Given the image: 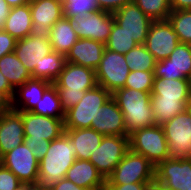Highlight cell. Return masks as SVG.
Listing matches in <instances>:
<instances>
[{"label": "cell", "mask_w": 191, "mask_h": 190, "mask_svg": "<svg viewBox=\"0 0 191 190\" xmlns=\"http://www.w3.org/2000/svg\"><path fill=\"white\" fill-rule=\"evenodd\" d=\"M76 161V149L63 133L51 141L45 156L39 160L37 186L51 189L60 179L66 177L68 169Z\"/></svg>", "instance_id": "6da1fadb"}, {"label": "cell", "mask_w": 191, "mask_h": 190, "mask_svg": "<svg viewBox=\"0 0 191 190\" xmlns=\"http://www.w3.org/2000/svg\"><path fill=\"white\" fill-rule=\"evenodd\" d=\"M22 115L24 144L40 160L48 151L52 140L64 133V119L35 114L31 111H18Z\"/></svg>", "instance_id": "7a4b0ae2"}, {"label": "cell", "mask_w": 191, "mask_h": 190, "mask_svg": "<svg viewBox=\"0 0 191 190\" xmlns=\"http://www.w3.org/2000/svg\"><path fill=\"white\" fill-rule=\"evenodd\" d=\"M53 85L57 89L61 107L66 112L82 99L85 91L95 88L98 84L95 70L65 62Z\"/></svg>", "instance_id": "3957f363"}, {"label": "cell", "mask_w": 191, "mask_h": 190, "mask_svg": "<svg viewBox=\"0 0 191 190\" xmlns=\"http://www.w3.org/2000/svg\"><path fill=\"white\" fill-rule=\"evenodd\" d=\"M112 98L123 113L127 136L155 124L151 93L123 87L115 90Z\"/></svg>", "instance_id": "277c9868"}, {"label": "cell", "mask_w": 191, "mask_h": 190, "mask_svg": "<svg viewBox=\"0 0 191 190\" xmlns=\"http://www.w3.org/2000/svg\"><path fill=\"white\" fill-rule=\"evenodd\" d=\"M111 97L112 93L99 85L85 91L82 99L65 112L64 129L91 128V122H95L99 107Z\"/></svg>", "instance_id": "5b68a950"}, {"label": "cell", "mask_w": 191, "mask_h": 190, "mask_svg": "<svg viewBox=\"0 0 191 190\" xmlns=\"http://www.w3.org/2000/svg\"><path fill=\"white\" fill-rule=\"evenodd\" d=\"M130 149L147 158L154 166L169 158L168 143L161 125L135 130L129 135Z\"/></svg>", "instance_id": "8992f818"}, {"label": "cell", "mask_w": 191, "mask_h": 190, "mask_svg": "<svg viewBox=\"0 0 191 190\" xmlns=\"http://www.w3.org/2000/svg\"><path fill=\"white\" fill-rule=\"evenodd\" d=\"M155 169L147 158L129 149L106 179V184L147 183L155 178Z\"/></svg>", "instance_id": "52a82bcc"}, {"label": "cell", "mask_w": 191, "mask_h": 190, "mask_svg": "<svg viewBox=\"0 0 191 190\" xmlns=\"http://www.w3.org/2000/svg\"><path fill=\"white\" fill-rule=\"evenodd\" d=\"M129 149V136L105 135L99 147L91 154L89 161L106 180Z\"/></svg>", "instance_id": "ba28073f"}, {"label": "cell", "mask_w": 191, "mask_h": 190, "mask_svg": "<svg viewBox=\"0 0 191 190\" xmlns=\"http://www.w3.org/2000/svg\"><path fill=\"white\" fill-rule=\"evenodd\" d=\"M129 72L123 54L104 49L99 66L95 70L97 84L113 93L124 87Z\"/></svg>", "instance_id": "9c48e42d"}, {"label": "cell", "mask_w": 191, "mask_h": 190, "mask_svg": "<svg viewBox=\"0 0 191 190\" xmlns=\"http://www.w3.org/2000/svg\"><path fill=\"white\" fill-rule=\"evenodd\" d=\"M168 143L169 158H188L191 147V117L185 110L161 125Z\"/></svg>", "instance_id": "30bf717a"}, {"label": "cell", "mask_w": 191, "mask_h": 190, "mask_svg": "<svg viewBox=\"0 0 191 190\" xmlns=\"http://www.w3.org/2000/svg\"><path fill=\"white\" fill-rule=\"evenodd\" d=\"M51 51L49 38H39L34 35L18 39L14 50L20 62L30 72L31 77L36 79H41V62L44 56Z\"/></svg>", "instance_id": "8fae6325"}, {"label": "cell", "mask_w": 191, "mask_h": 190, "mask_svg": "<svg viewBox=\"0 0 191 190\" xmlns=\"http://www.w3.org/2000/svg\"><path fill=\"white\" fill-rule=\"evenodd\" d=\"M0 163L13 172L22 183L37 185L39 160L24 143L2 156Z\"/></svg>", "instance_id": "7c38bea8"}, {"label": "cell", "mask_w": 191, "mask_h": 190, "mask_svg": "<svg viewBox=\"0 0 191 190\" xmlns=\"http://www.w3.org/2000/svg\"><path fill=\"white\" fill-rule=\"evenodd\" d=\"M73 30L79 39H93L106 43L110 37L114 18L112 13L99 10L84 16H77L71 19Z\"/></svg>", "instance_id": "4fadbf2b"}, {"label": "cell", "mask_w": 191, "mask_h": 190, "mask_svg": "<svg viewBox=\"0 0 191 190\" xmlns=\"http://www.w3.org/2000/svg\"><path fill=\"white\" fill-rule=\"evenodd\" d=\"M180 43L171 23L166 20H153L146 37L145 46L156 61L167 59Z\"/></svg>", "instance_id": "5bb4252c"}, {"label": "cell", "mask_w": 191, "mask_h": 190, "mask_svg": "<svg viewBox=\"0 0 191 190\" xmlns=\"http://www.w3.org/2000/svg\"><path fill=\"white\" fill-rule=\"evenodd\" d=\"M155 177L167 190H191V159L168 158L156 166Z\"/></svg>", "instance_id": "9a60e30c"}, {"label": "cell", "mask_w": 191, "mask_h": 190, "mask_svg": "<svg viewBox=\"0 0 191 190\" xmlns=\"http://www.w3.org/2000/svg\"><path fill=\"white\" fill-rule=\"evenodd\" d=\"M32 18L30 35L49 38L51 27L63 16V4L59 0H35L29 3Z\"/></svg>", "instance_id": "2e32d148"}, {"label": "cell", "mask_w": 191, "mask_h": 190, "mask_svg": "<svg viewBox=\"0 0 191 190\" xmlns=\"http://www.w3.org/2000/svg\"><path fill=\"white\" fill-rule=\"evenodd\" d=\"M114 22L138 44H145L153 20L147 16L133 1L112 13Z\"/></svg>", "instance_id": "e0dca14e"}, {"label": "cell", "mask_w": 191, "mask_h": 190, "mask_svg": "<svg viewBox=\"0 0 191 190\" xmlns=\"http://www.w3.org/2000/svg\"><path fill=\"white\" fill-rule=\"evenodd\" d=\"M191 44L179 43L167 59L156 61L154 78L190 79Z\"/></svg>", "instance_id": "ac0fdd59"}, {"label": "cell", "mask_w": 191, "mask_h": 190, "mask_svg": "<svg viewBox=\"0 0 191 190\" xmlns=\"http://www.w3.org/2000/svg\"><path fill=\"white\" fill-rule=\"evenodd\" d=\"M91 129L104 136H127L123 113L112 97L99 107L95 122H91Z\"/></svg>", "instance_id": "d6986e66"}, {"label": "cell", "mask_w": 191, "mask_h": 190, "mask_svg": "<svg viewBox=\"0 0 191 190\" xmlns=\"http://www.w3.org/2000/svg\"><path fill=\"white\" fill-rule=\"evenodd\" d=\"M22 115L15 110L0 118V158L24 142Z\"/></svg>", "instance_id": "ffe728a7"}, {"label": "cell", "mask_w": 191, "mask_h": 190, "mask_svg": "<svg viewBox=\"0 0 191 190\" xmlns=\"http://www.w3.org/2000/svg\"><path fill=\"white\" fill-rule=\"evenodd\" d=\"M105 44L93 39H78L65 56L66 62L96 70Z\"/></svg>", "instance_id": "44dd1931"}, {"label": "cell", "mask_w": 191, "mask_h": 190, "mask_svg": "<svg viewBox=\"0 0 191 190\" xmlns=\"http://www.w3.org/2000/svg\"><path fill=\"white\" fill-rule=\"evenodd\" d=\"M52 85L49 81L31 78L19 86L12 99V110L32 111L44 92Z\"/></svg>", "instance_id": "7402d4cb"}, {"label": "cell", "mask_w": 191, "mask_h": 190, "mask_svg": "<svg viewBox=\"0 0 191 190\" xmlns=\"http://www.w3.org/2000/svg\"><path fill=\"white\" fill-rule=\"evenodd\" d=\"M65 178L90 190H104L106 184V180L89 160L76 159Z\"/></svg>", "instance_id": "603a6c76"}, {"label": "cell", "mask_w": 191, "mask_h": 190, "mask_svg": "<svg viewBox=\"0 0 191 190\" xmlns=\"http://www.w3.org/2000/svg\"><path fill=\"white\" fill-rule=\"evenodd\" d=\"M64 133L72 141L76 149V159L89 160L99 147L103 134L91 128L65 129Z\"/></svg>", "instance_id": "cb8c5ba5"}, {"label": "cell", "mask_w": 191, "mask_h": 190, "mask_svg": "<svg viewBox=\"0 0 191 190\" xmlns=\"http://www.w3.org/2000/svg\"><path fill=\"white\" fill-rule=\"evenodd\" d=\"M151 96L161 100H189L191 82L189 79L154 78Z\"/></svg>", "instance_id": "d4e9b609"}, {"label": "cell", "mask_w": 191, "mask_h": 190, "mask_svg": "<svg viewBox=\"0 0 191 190\" xmlns=\"http://www.w3.org/2000/svg\"><path fill=\"white\" fill-rule=\"evenodd\" d=\"M78 39V35L73 30V22L69 18L63 16L51 27L49 40L52 51L66 56Z\"/></svg>", "instance_id": "484cf974"}, {"label": "cell", "mask_w": 191, "mask_h": 190, "mask_svg": "<svg viewBox=\"0 0 191 190\" xmlns=\"http://www.w3.org/2000/svg\"><path fill=\"white\" fill-rule=\"evenodd\" d=\"M31 27L32 18L30 5L25 4L11 8L2 30L18 40L29 36Z\"/></svg>", "instance_id": "4316f807"}, {"label": "cell", "mask_w": 191, "mask_h": 190, "mask_svg": "<svg viewBox=\"0 0 191 190\" xmlns=\"http://www.w3.org/2000/svg\"><path fill=\"white\" fill-rule=\"evenodd\" d=\"M0 71L14 90L32 78L30 72L20 62L15 52L5 54L0 58Z\"/></svg>", "instance_id": "83f0119b"}, {"label": "cell", "mask_w": 191, "mask_h": 190, "mask_svg": "<svg viewBox=\"0 0 191 190\" xmlns=\"http://www.w3.org/2000/svg\"><path fill=\"white\" fill-rule=\"evenodd\" d=\"M188 100H161L158 96H151V106L155 124L162 125L174 116L186 110Z\"/></svg>", "instance_id": "f1b7e54d"}, {"label": "cell", "mask_w": 191, "mask_h": 190, "mask_svg": "<svg viewBox=\"0 0 191 190\" xmlns=\"http://www.w3.org/2000/svg\"><path fill=\"white\" fill-rule=\"evenodd\" d=\"M31 112L52 118H65L57 89L53 84L44 92L42 99Z\"/></svg>", "instance_id": "f546056e"}, {"label": "cell", "mask_w": 191, "mask_h": 190, "mask_svg": "<svg viewBox=\"0 0 191 190\" xmlns=\"http://www.w3.org/2000/svg\"><path fill=\"white\" fill-rule=\"evenodd\" d=\"M124 56L130 71H154L156 60L144 44H138Z\"/></svg>", "instance_id": "4dcf8cb0"}, {"label": "cell", "mask_w": 191, "mask_h": 190, "mask_svg": "<svg viewBox=\"0 0 191 190\" xmlns=\"http://www.w3.org/2000/svg\"><path fill=\"white\" fill-rule=\"evenodd\" d=\"M180 43L191 44V9L172 10L168 15Z\"/></svg>", "instance_id": "1f68e13d"}, {"label": "cell", "mask_w": 191, "mask_h": 190, "mask_svg": "<svg viewBox=\"0 0 191 190\" xmlns=\"http://www.w3.org/2000/svg\"><path fill=\"white\" fill-rule=\"evenodd\" d=\"M137 45L138 43L133 39V37L129 36L125 31H123V28L113 22L110 37L105 43V49L124 55Z\"/></svg>", "instance_id": "d6a6232c"}, {"label": "cell", "mask_w": 191, "mask_h": 190, "mask_svg": "<svg viewBox=\"0 0 191 190\" xmlns=\"http://www.w3.org/2000/svg\"><path fill=\"white\" fill-rule=\"evenodd\" d=\"M65 62V55L51 51L41 62V79L53 84L63 70Z\"/></svg>", "instance_id": "836d02e7"}, {"label": "cell", "mask_w": 191, "mask_h": 190, "mask_svg": "<svg viewBox=\"0 0 191 190\" xmlns=\"http://www.w3.org/2000/svg\"><path fill=\"white\" fill-rule=\"evenodd\" d=\"M152 20H166L171 13L169 0H133Z\"/></svg>", "instance_id": "e575fe53"}, {"label": "cell", "mask_w": 191, "mask_h": 190, "mask_svg": "<svg viewBox=\"0 0 191 190\" xmlns=\"http://www.w3.org/2000/svg\"><path fill=\"white\" fill-rule=\"evenodd\" d=\"M98 0H68L63 3L64 17L72 19L99 11Z\"/></svg>", "instance_id": "d590c367"}, {"label": "cell", "mask_w": 191, "mask_h": 190, "mask_svg": "<svg viewBox=\"0 0 191 190\" xmlns=\"http://www.w3.org/2000/svg\"><path fill=\"white\" fill-rule=\"evenodd\" d=\"M154 71H130L126 79L125 88L135 89L142 92H152Z\"/></svg>", "instance_id": "8d00e7d4"}, {"label": "cell", "mask_w": 191, "mask_h": 190, "mask_svg": "<svg viewBox=\"0 0 191 190\" xmlns=\"http://www.w3.org/2000/svg\"><path fill=\"white\" fill-rule=\"evenodd\" d=\"M21 184L18 177L0 163V190H15Z\"/></svg>", "instance_id": "74e56055"}, {"label": "cell", "mask_w": 191, "mask_h": 190, "mask_svg": "<svg viewBox=\"0 0 191 190\" xmlns=\"http://www.w3.org/2000/svg\"><path fill=\"white\" fill-rule=\"evenodd\" d=\"M15 90L11 85H0V112L5 113L12 110V99Z\"/></svg>", "instance_id": "f35d334b"}, {"label": "cell", "mask_w": 191, "mask_h": 190, "mask_svg": "<svg viewBox=\"0 0 191 190\" xmlns=\"http://www.w3.org/2000/svg\"><path fill=\"white\" fill-rule=\"evenodd\" d=\"M16 41L9 33L0 29V58L5 54L14 52Z\"/></svg>", "instance_id": "ab89813d"}, {"label": "cell", "mask_w": 191, "mask_h": 190, "mask_svg": "<svg viewBox=\"0 0 191 190\" xmlns=\"http://www.w3.org/2000/svg\"><path fill=\"white\" fill-rule=\"evenodd\" d=\"M133 0H98L100 10L114 13Z\"/></svg>", "instance_id": "60d3db41"}, {"label": "cell", "mask_w": 191, "mask_h": 190, "mask_svg": "<svg viewBox=\"0 0 191 190\" xmlns=\"http://www.w3.org/2000/svg\"><path fill=\"white\" fill-rule=\"evenodd\" d=\"M145 183L105 184L104 190H144Z\"/></svg>", "instance_id": "b9f144b4"}, {"label": "cell", "mask_w": 191, "mask_h": 190, "mask_svg": "<svg viewBox=\"0 0 191 190\" xmlns=\"http://www.w3.org/2000/svg\"><path fill=\"white\" fill-rule=\"evenodd\" d=\"M51 190H90L79 187L75 185L72 181L67 180L66 178L60 179Z\"/></svg>", "instance_id": "7bdbcfd3"}, {"label": "cell", "mask_w": 191, "mask_h": 190, "mask_svg": "<svg viewBox=\"0 0 191 190\" xmlns=\"http://www.w3.org/2000/svg\"><path fill=\"white\" fill-rule=\"evenodd\" d=\"M171 10L191 9V0H169Z\"/></svg>", "instance_id": "ee69618b"}, {"label": "cell", "mask_w": 191, "mask_h": 190, "mask_svg": "<svg viewBox=\"0 0 191 190\" xmlns=\"http://www.w3.org/2000/svg\"><path fill=\"white\" fill-rule=\"evenodd\" d=\"M10 10L11 7L7 4L6 0H0V29L4 26Z\"/></svg>", "instance_id": "f6af8a7d"}, {"label": "cell", "mask_w": 191, "mask_h": 190, "mask_svg": "<svg viewBox=\"0 0 191 190\" xmlns=\"http://www.w3.org/2000/svg\"><path fill=\"white\" fill-rule=\"evenodd\" d=\"M144 190H167L165 185L160 182L156 177L145 183Z\"/></svg>", "instance_id": "bcb514c9"}, {"label": "cell", "mask_w": 191, "mask_h": 190, "mask_svg": "<svg viewBox=\"0 0 191 190\" xmlns=\"http://www.w3.org/2000/svg\"><path fill=\"white\" fill-rule=\"evenodd\" d=\"M6 2L11 8L30 3L29 0H6Z\"/></svg>", "instance_id": "7dc6e473"}, {"label": "cell", "mask_w": 191, "mask_h": 190, "mask_svg": "<svg viewBox=\"0 0 191 190\" xmlns=\"http://www.w3.org/2000/svg\"><path fill=\"white\" fill-rule=\"evenodd\" d=\"M15 190H32V184L22 183L19 187Z\"/></svg>", "instance_id": "c3c4849f"}, {"label": "cell", "mask_w": 191, "mask_h": 190, "mask_svg": "<svg viewBox=\"0 0 191 190\" xmlns=\"http://www.w3.org/2000/svg\"><path fill=\"white\" fill-rule=\"evenodd\" d=\"M0 85H10L6 77L0 71Z\"/></svg>", "instance_id": "681fc988"}, {"label": "cell", "mask_w": 191, "mask_h": 190, "mask_svg": "<svg viewBox=\"0 0 191 190\" xmlns=\"http://www.w3.org/2000/svg\"><path fill=\"white\" fill-rule=\"evenodd\" d=\"M186 111L189 113V115L191 117V96H190V99L188 100V102L186 103Z\"/></svg>", "instance_id": "f907efd6"}, {"label": "cell", "mask_w": 191, "mask_h": 190, "mask_svg": "<svg viewBox=\"0 0 191 190\" xmlns=\"http://www.w3.org/2000/svg\"><path fill=\"white\" fill-rule=\"evenodd\" d=\"M32 190H51V189H43V188H40L37 185H32Z\"/></svg>", "instance_id": "816d5d0a"}, {"label": "cell", "mask_w": 191, "mask_h": 190, "mask_svg": "<svg viewBox=\"0 0 191 190\" xmlns=\"http://www.w3.org/2000/svg\"><path fill=\"white\" fill-rule=\"evenodd\" d=\"M62 4L67 2L68 0H59Z\"/></svg>", "instance_id": "f5cc1de1"}, {"label": "cell", "mask_w": 191, "mask_h": 190, "mask_svg": "<svg viewBox=\"0 0 191 190\" xmlns=\"http://www.w3.org/2000/svg\"><path fill=\"white\" fill-rule=\"evenodd\" d=\"M191 159V147H190V150H189V157Z\"/></svg>", "instance_id": "db71d44e"}]
</instances>
